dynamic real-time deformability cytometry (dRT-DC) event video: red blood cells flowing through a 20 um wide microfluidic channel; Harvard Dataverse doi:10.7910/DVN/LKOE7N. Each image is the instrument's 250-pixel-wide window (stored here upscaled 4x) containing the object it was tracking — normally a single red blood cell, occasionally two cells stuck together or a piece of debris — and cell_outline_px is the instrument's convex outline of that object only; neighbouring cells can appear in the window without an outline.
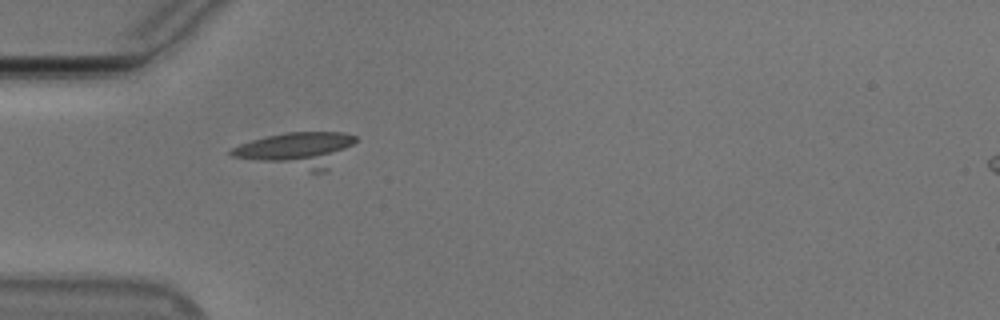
{"species": "Egyptian fruit bat (a non-hibernating species)", "species_latin": "Rousettus aegyptiacus", "temperature_condition": "cold", "stored_images_in_passage": 39, "camera_frame_rate_fps": 3000, "um_per_image_px": 0.085, "animal": {"sex": "male"}, "frame": {"image": 1, "passage_image": 1, "time_ms": 0.0, "image_size_px": [1000, 320], "cell_outline_px": [[356, 140], [328, 172], [308, 172], [232, 156], [228, 152], [232, 148], [240, 144], [252, 140], [268, 136], [288, 132], [344, 132], [356, 136]], "centroid_in_image_um": [25.3, 12.75], "position_along_channel_um": 59.7, "area_um2": 25.49}}
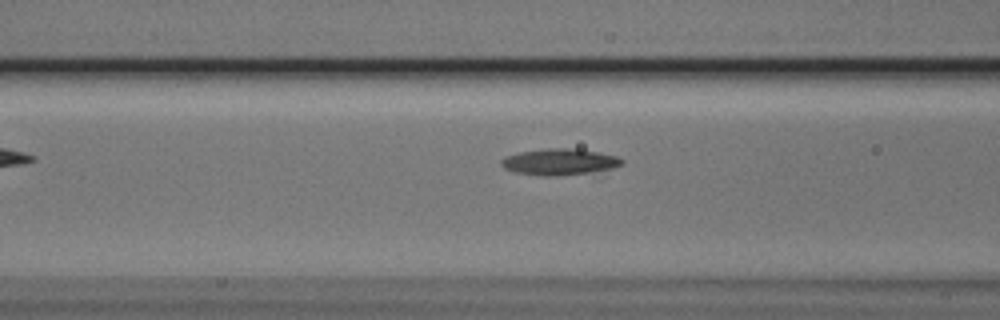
{"frame": {"image": 2, "passage_image": 6, "time_ms": 1.667, "image_size_px": [1000, 320], "cell_outline_px": [[624, 164], [612, 168], [588, 172], [556, 176], [544, 176], [516, 172], [504, 168], [500, 164], [500, 160], [504, 156], [520, 152], [548, 148], [576, 148], [616, 156], [624, 160]], "centroid_in_image_um": [47.53, 13.75], "position_along_channel_um": 119.1, "area_um2": 18.38}}